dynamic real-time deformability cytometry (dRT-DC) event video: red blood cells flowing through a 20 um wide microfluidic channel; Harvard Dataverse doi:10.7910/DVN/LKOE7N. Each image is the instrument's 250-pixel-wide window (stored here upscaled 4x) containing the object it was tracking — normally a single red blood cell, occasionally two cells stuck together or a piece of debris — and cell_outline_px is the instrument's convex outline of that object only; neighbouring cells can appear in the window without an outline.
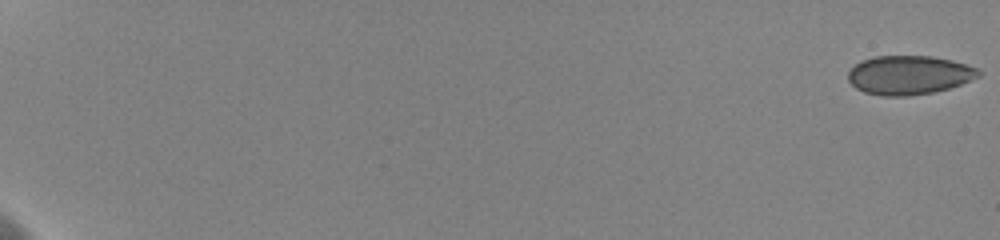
{"species": "human", "species_latin": "Homo sapiens", "temperature_condition": "cold", "stored_images_in_passage": 17, "camera_frame_rate_fps": 3000, "um_per_image_px": 0.085, "donor": {"sex": "female"}, "frame": {"image": 1, "passage_image": 1, "time_ms": 0.0, "image_size_px": [1000, 240], "cell_outline_px": [[980, 76], [960, 84], [948, 88], [932, 92], [908, 96], [884, 96], [864, 92], [856, 88], [848, 80], [848, 72], [856, 64], [864, 60], [876, 56], [932, 56], [952, 60], [980, 68]], "centroid_in_image_um": [77.28, 6.37], "position_along_channel_um": 7.7, "area_um2": 29.48}}